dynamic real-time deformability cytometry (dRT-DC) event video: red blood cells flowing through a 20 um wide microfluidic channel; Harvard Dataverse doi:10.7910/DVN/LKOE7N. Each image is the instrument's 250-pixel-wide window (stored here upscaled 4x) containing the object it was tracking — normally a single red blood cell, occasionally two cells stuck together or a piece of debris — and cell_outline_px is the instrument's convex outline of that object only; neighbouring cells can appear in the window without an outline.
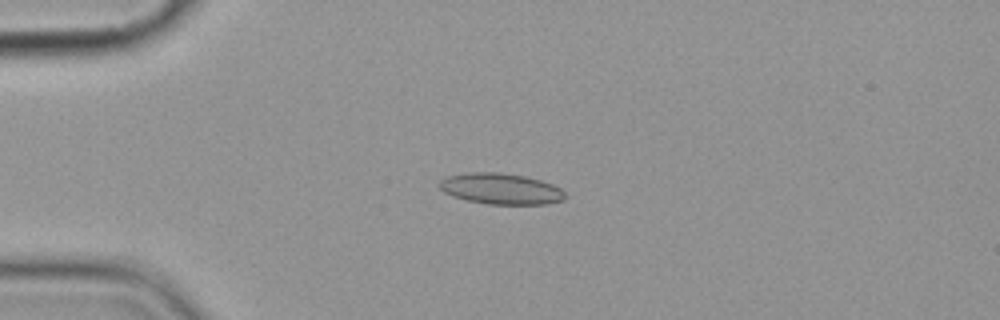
{"species": "common noctule bat (a hibernating species)", "species_latin": "Nyctalus noctula", "temperature_condition": "cold", "stored_images_in_passage": 4, "camera_frame_rate_fps": 3000, "um_per_image_px": 0.085, "animal": {"sex": "female", "body_mass_g": 19.9}, "frame": {"image": 1, "passage_image": 3, "time_ms": 3.333, "image_size_px": [1000, 320], "cell_outline_px": [[568, 196], [564, 200], [544, 204], [488, 204], [468, 200], [452, 196], [444, 192], [436, 184], [440, 180], [448, 176], [472, 172], [500, 172], [524, 176], [540, 180], [552, 184], [560, 188]], "centroid_in_image_um": [42.57, 16.04], "position_along_channel_um": 42.4, "area_um2": 22.72}}